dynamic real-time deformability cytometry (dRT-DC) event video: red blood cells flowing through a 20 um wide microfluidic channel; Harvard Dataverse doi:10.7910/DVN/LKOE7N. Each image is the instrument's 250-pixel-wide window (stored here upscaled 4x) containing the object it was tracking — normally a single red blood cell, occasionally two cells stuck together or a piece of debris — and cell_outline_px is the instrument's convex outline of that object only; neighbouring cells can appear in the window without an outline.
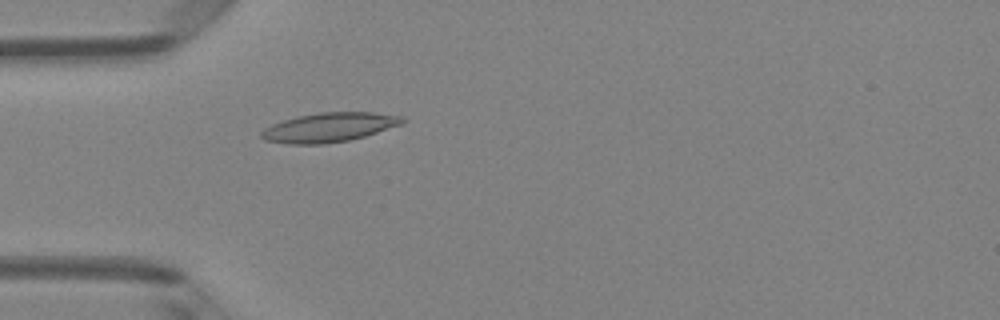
{"species": "Egyptian fruit bat (a non-hibernating species)", "species_latin": "Rousettus aegyptiacus", "temperature_condition": "room temperature", "stored_images_in_passage": 4, "camera_frame_rate_fps": 3000, "um_per_image_px": 0.085, "animal": {"sex": "female"}, "frame": {"image": 1, "passage_image": 4, "time_ms": 4.667, "image_size_px": [1000, 320], "cell_outline_px": [[408, 120], [400, 124], [364, 136], [348, 140], [324, 144], [288, 144], [264, 140], [260, 136], [260, 132], [264, 128], [272, 124], [296, 116], [316, 112], [372, 112], [404, 116]], "centroid_in_image_um": [27.95, 10.81], "position_along_channel_um": 57.1, "area_um2": 24.1}}